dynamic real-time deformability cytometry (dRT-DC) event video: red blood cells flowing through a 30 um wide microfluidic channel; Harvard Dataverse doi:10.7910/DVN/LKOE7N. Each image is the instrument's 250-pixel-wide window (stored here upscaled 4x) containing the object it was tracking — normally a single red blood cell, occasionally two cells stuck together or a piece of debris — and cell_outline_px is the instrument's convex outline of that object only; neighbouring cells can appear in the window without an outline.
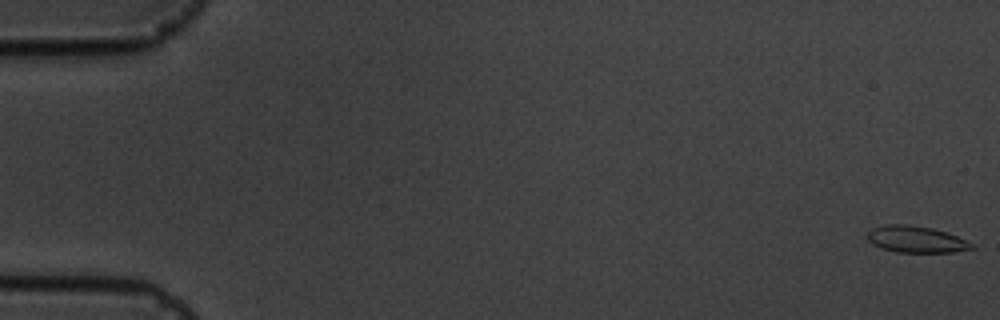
{"species": "common noctule bat (a hibernating species)", "species_latin": "Nyctalus noctula", "temperature_condition": "cold", "stored_images_in_passage": 4, "camera_frame_rate_fps": 3000, "um_per_image_px": 0.085, "animal": {"sex": "male", "body_mass_g": 19.5, "forearm_length_mm": 54.6}, "frame": {"image": 1, "passage_image": 1, "time_ms": 0.0, "image_size_px": [1000, 320], "cell_outline_px": [[976, 248], [952, 252], [896, 252], [880, 248], [872, 244], [868, 240], [868, 232], [872, 228], [884, 224], [908, 224], [932, 228], [956, 236], [976, 244]], "centroid_in_image_um": [77.86, 20.34], "position_along_channel_um": 7.1, "area_um2": 16.24}}
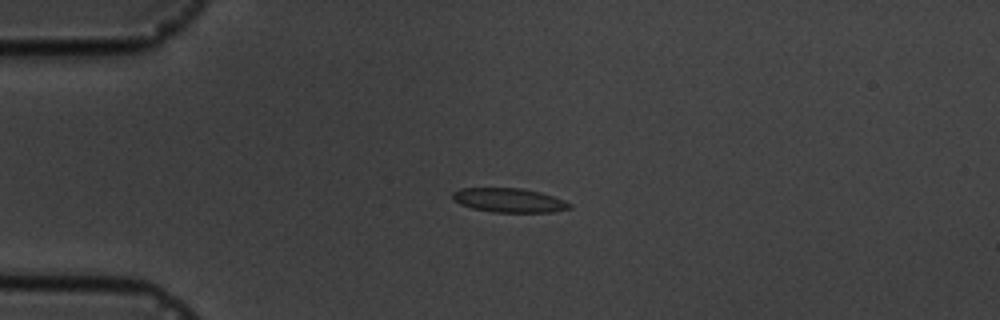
{"frame": {"image": 2, "passage_image": 4, "time_ms": 4.333, "image_size_px": [1000, 320], "cell_outline_px": [[572, 208], [552, 212], [492, 212], [472, 208], [460, 204], [452, 200], [452, 192], [460, 188], [524, 188], [540, 192], [564, 200], [572, 204]], "centroid_in_image_um": [43.26, 17.02], "position_along_channel_um": 41.7, "area_um2": 16.59}}